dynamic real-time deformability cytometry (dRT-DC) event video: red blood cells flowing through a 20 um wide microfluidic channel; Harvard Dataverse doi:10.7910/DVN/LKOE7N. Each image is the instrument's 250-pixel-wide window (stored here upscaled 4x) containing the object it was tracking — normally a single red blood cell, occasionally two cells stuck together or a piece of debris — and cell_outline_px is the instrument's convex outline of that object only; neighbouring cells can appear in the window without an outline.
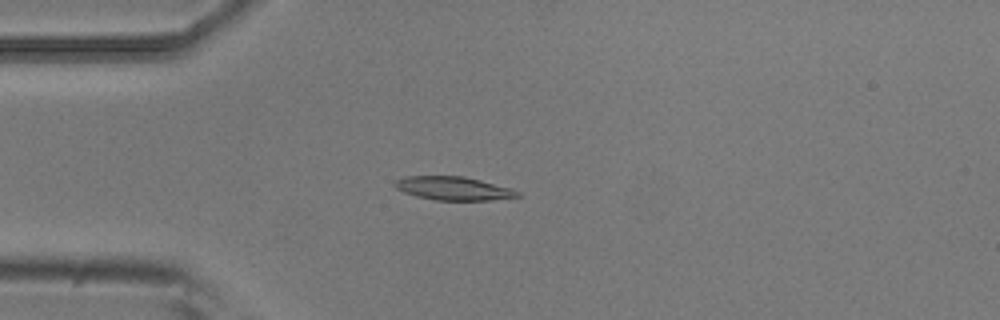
{"species": "common noctule bat (a hibernating species)", "species_latin": "Nyctalus noctula", "temperature_condition": "room temperature", "stored_images_in_passage": 4, "camera_frame_rate_fps": 3000, "um_per_image_px": 0.085, "animal": {"sex": "male", "body_mass_g": 20.5, "forearm_length_mm": 52.5}, "frame": {"image": 1, "passage_image": 4, "time_ms": 1.0, "image_size_px": [1000, 320], "cell_outline_px": [[524, 196], [492, 200], [436, 200], [416, 196], [404, 192], [396, 188], [392, 184], [396, 180], [404, 176], [464, 176], [512, 188], [520, 192]], "centroid_in_image_um": [38.57, 16.01], "position_along_channel_um": 46.4, "area_um2": 16.94}}